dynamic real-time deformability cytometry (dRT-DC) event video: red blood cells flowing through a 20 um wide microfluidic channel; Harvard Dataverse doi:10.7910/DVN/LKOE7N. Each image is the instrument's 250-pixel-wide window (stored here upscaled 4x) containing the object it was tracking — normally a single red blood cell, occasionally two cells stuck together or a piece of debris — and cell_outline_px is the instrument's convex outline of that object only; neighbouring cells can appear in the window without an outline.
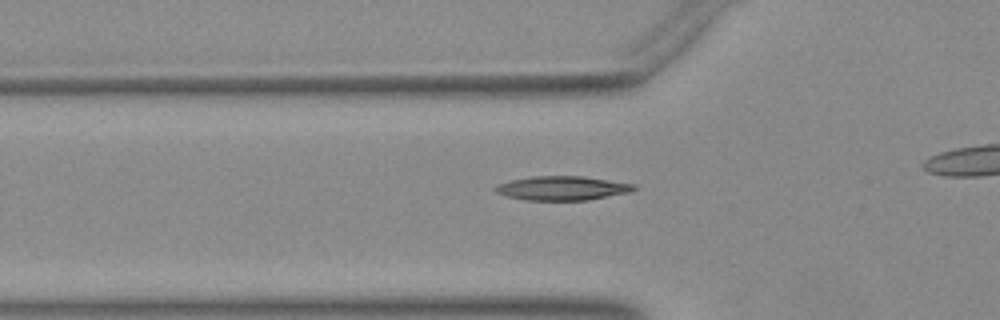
{"species": "Egyptian fruit bat (a non-hibernating species)", "species_latin": "Rousettus aegyptiacus", "temperature_condition": "warm", "stored_images_in_passage": 42, "camera_frame_rate_fps": 3000, "um_per_image_px": 0.085, "animal": {"sex": "female"}, "frame": {"image": 1, "passage_image": 18, "time_ms": 5.667, "image_size_px": [1000, 320], "cell_outline_px": [[636, 188], [632, 192], [588, 200], [524, 200], [508, 196], [496, 192], [492, 188], [496, 184], [508, 180], [532, 176], [580, 176], [636, 184]], "centroid_in_image_um": [47.77, 15.99], "position_along_channel_um": 78.0, "area_um2": 19.59}}
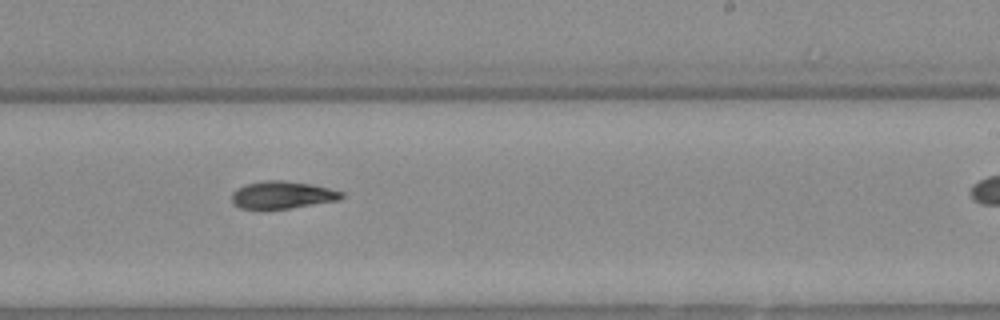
{"frame": {"image": 2, "passage_image": 32, "time_ms": 10.333, "image_size_px": [1000, 320], "cell_outline_px": [[344, 196], [340, 200], [288, 208], [240, 208], [232, 200], [232, 192], [236, 188], [244, 184], [264, 180], [284, 180], [312, 184], [344, 192]], "centroid_in_image_um": [24.01, 16.54], "position_along_channel_um": 265.0, "area_um2": 17.46}}
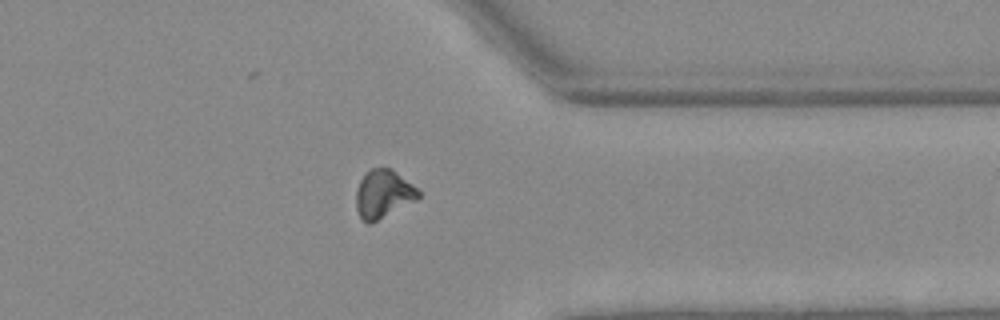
{"frame": {"image": 3, "passage_image": 41, "time_ms": 13.333, "image_size_px": [1000, 320], "cell_outline_px": [[420, 196], [416, 200], [372, 224], [368, 224], [360, 216], [356, 208], [356, 192], [360, 180], [372, 168], [392, 168], [412, 184], [420, 192]], "centroid_in_image_um": [32.58, 16.5], "position_along_channel_um": 378.8, "area_um2": 17.4}}